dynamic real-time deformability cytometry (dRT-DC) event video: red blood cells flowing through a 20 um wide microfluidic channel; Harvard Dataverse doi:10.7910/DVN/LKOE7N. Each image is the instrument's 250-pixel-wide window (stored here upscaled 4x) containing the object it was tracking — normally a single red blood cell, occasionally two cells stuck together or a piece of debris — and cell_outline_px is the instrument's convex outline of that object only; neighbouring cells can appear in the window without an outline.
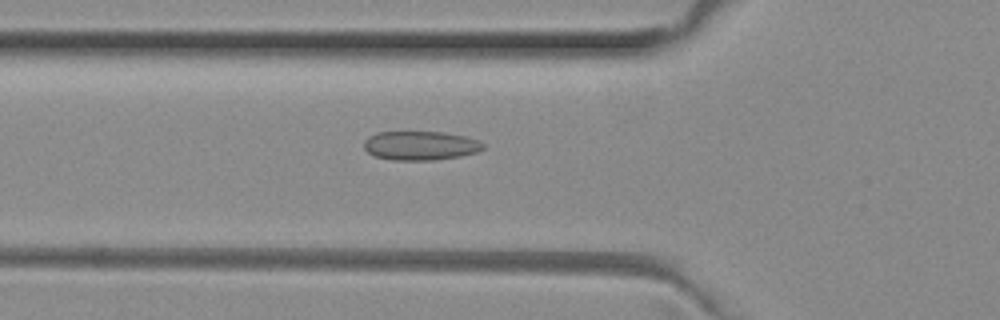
{"species": "common noctule bat (a hibernating species)", "species_latin": "Nyctalus noctula", "temperature_condition": "room temperature", "stored_images_in_passage": 6, "camera_frame_rate_fps": 3000, "um_per_image_px": 0.085, "animal": {"sex": "female", "body_mass_g": 29.2, "forearm_length_mm": 56.3}, "frame": {"image": 1, "passage_image": 2, "time_ms": 0.333, "image_size_px": [1000, 320], "cell_outline_px": [[484, 148], [476, 152], [460, 156], [436, 160], [392, 160], [372, 156], [364, 148], [364, 140], [368, 136], [376, 132], [444, 132], [464, 136], [480, 140], [484, 144]], "centroid_in_image_um": [35.71, 12.38], "position_along_channel_um": 90.1, "area_um2": 20.35}}